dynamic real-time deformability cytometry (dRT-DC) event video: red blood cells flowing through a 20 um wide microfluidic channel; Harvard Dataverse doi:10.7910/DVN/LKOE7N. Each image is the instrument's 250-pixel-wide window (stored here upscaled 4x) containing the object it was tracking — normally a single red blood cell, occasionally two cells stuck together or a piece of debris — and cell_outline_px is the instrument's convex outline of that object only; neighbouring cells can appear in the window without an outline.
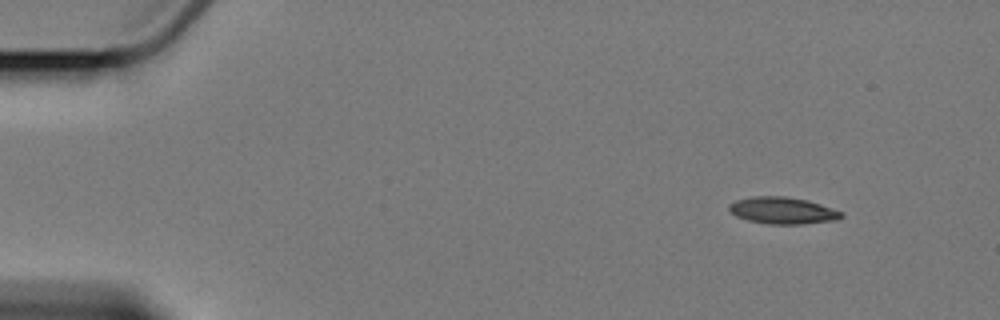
{"species": "Egyptian fruit bat (a non-hibernating species)", "species_latin": "Rousettus aegyptiacus", "temperature_condition": "cold", "stored_images_in_passage": 5, "camera_frame_rate_fps": 3000, "um_per_image_px": 0.085, "animal": {"sex": "female"}, "frame": {"image": 1, "passage_image": 1, "time_ms": 0.0, "image_size_px": [1000, 320], "cell_outline_px": [[844, 216], [836, 220], [804, 224], [768, 224], [748, 220], [736, 216], [728, 208], [728, 204], [736, 200], [752, 196], [784, 196], [808, 200], [820, 204], [840, 212]], "centroid_in_image_um": [66.49, 17.89], "position_along_channel_um": 18.5, "area_um2": 17.46}}
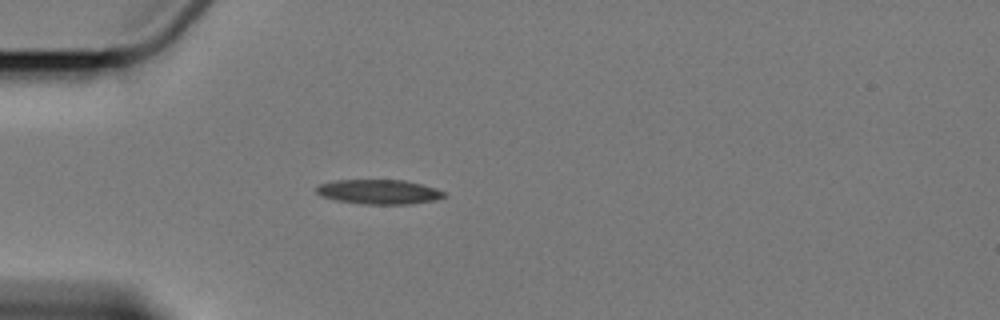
{"frame": {"image": 2, "passage_image": 4, "time_ms": 3.667, "image_size_px": [1000, 320], "cell_outline_px": [[448, 196], [432, 200], [408, 204], [364, 204], [336, 200], [324, 196], [316, 192], [316, 188], [320, 184], [336, 180], [404, 180], [436, 188], [444, 192]], "centroid_in_image_um": [32.22, 16.3], "position_along_channel_um": 52.8, "area_um2": 18.03}}